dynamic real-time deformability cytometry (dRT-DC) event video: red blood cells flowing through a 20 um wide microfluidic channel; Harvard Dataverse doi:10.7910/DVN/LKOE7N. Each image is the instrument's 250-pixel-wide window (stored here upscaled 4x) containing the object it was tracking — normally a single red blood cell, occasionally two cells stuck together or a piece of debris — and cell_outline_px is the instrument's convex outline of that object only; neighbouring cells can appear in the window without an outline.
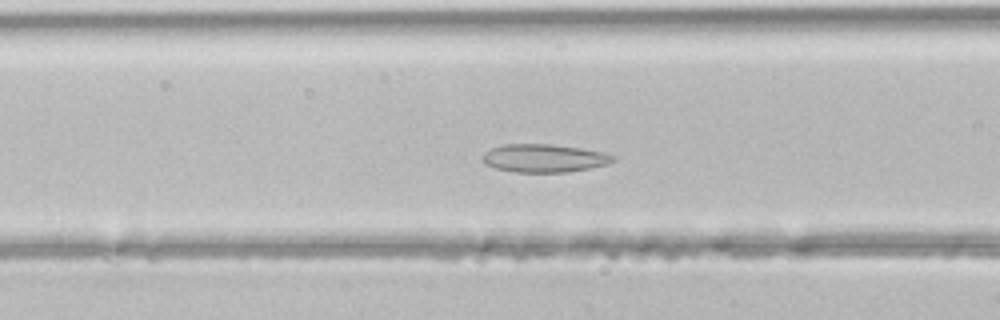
{"species": "common noctule bat (a hibernating species)", "species_latin": "Nyctalus noctula", "temperature_condition": "room temperature", "stored_images_in_passage": 42, "segment_of_instrument_passage": [1, 2], "camera_frame_rate_fps": 3000, "um_per_image_px": 0.085, "animal": {"sex": "male", "body_mass_g": 21.5, "forearm_length_mm": 52.0}, "frame": {"image": 1, "passage_image": 13, "time_ms": 4.0, "image_size_px": [1000, 320], "cell_outline_px": [[616, 160], [608, 164], [568, 172], [516, 172], [496, 168], [484, 164], [484, 152], [492, 148], [504, 144], [552, 144], [580, 148], [604, 152], [616, 156]], "centroid_in_image_um": [46.28, 13.44], "position_along_channel_um": 120.3, "area_um2": 21.33}}
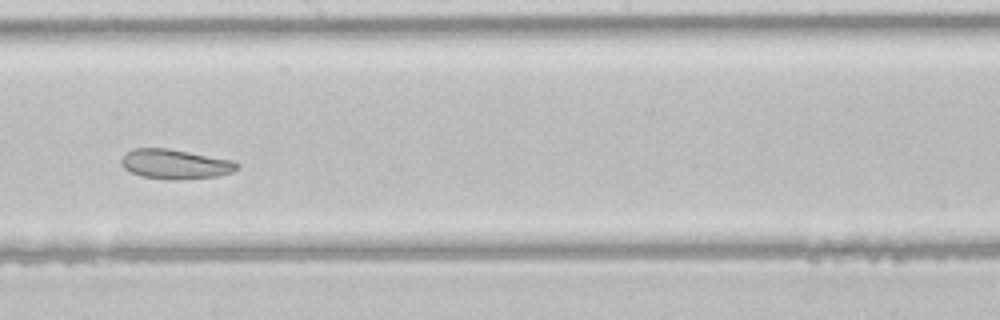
{"frame": {"image": 2, "passage_image": 21, "time_ms": 6.667, "image_size_px": [1000, 320], "cell_outline_px": [[240, 164], [232, 172], [216, 176], [180, 180], [172, 180], [140, 176], [124, 168], [120, 164], [120, 160], [124, 152], [132, 148], [168, 148], [232, 160]], "centroid_in_image_um": [14.83, 13.94], "position_along_channel_um": 233.4, "area_um2": 20.11}}
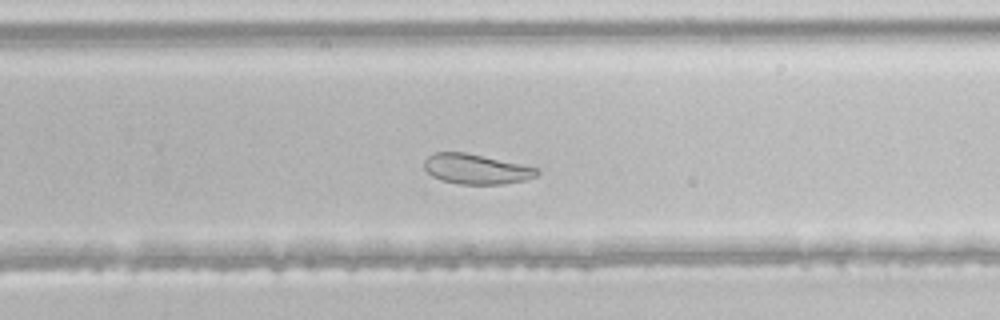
{"frame": {"image": 3, "passage_image": 25, "time_ms": 8.0, "image_size_px": [1000, 320], "cell_outline_px": [[540, 172], [536, 176], [524, 180], [500, 184], [460, 184], [440, 180], [432, 176], [424, 168], [424, 160], [428, 156], [436, 152], [464, 152], [540, 168]], "centroid_in_image_um": [40.46, 14.37], "position_along_channel_um": 289.3, "area_um2": 19.65}}